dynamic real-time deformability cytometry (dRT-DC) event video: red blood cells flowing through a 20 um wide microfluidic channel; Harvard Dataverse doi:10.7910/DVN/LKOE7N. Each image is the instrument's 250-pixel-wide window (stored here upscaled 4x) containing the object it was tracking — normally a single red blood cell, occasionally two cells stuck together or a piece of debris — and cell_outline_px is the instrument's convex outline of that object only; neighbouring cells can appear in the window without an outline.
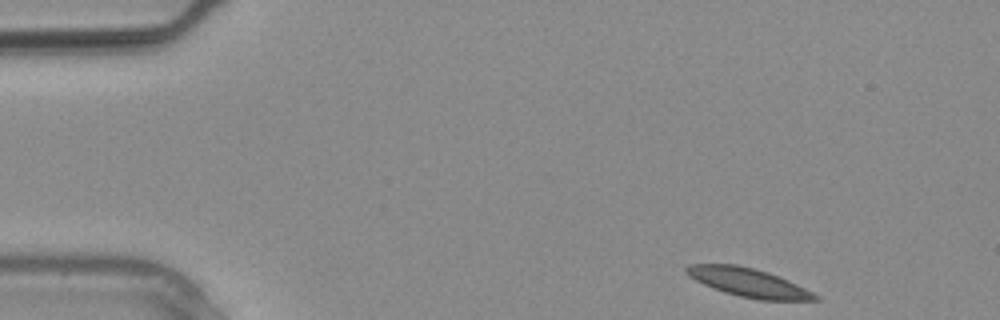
{"species": "common noctule bat (a hibernating species)", "species_latin": "Nyctalus noctula", "temperature_condition": "warm", "stored_images_in_passage": 28, "camera_frame_rate_fps": 3000, "um_per_image_px": 0.085, "animal": {"sex": "male", "body_mass_g": 20.4}, "frame": {"image": 1, "passage_image": 1, "time_ms": 0.0, "image_size_px": [1000, 320], "cell_outline_px": [[820, 300], [760, 300], [740, 296], [724, 292], [712, 288], [688, 276], [684, 272], [684, 268], [692, 264], [736, 264], [756, 268], [780, 276], [820, 296]], "centroid_in_image_um": [63.61, 24.0], "position_along_channel_um": 21.4, "area_um2": 21.5}}